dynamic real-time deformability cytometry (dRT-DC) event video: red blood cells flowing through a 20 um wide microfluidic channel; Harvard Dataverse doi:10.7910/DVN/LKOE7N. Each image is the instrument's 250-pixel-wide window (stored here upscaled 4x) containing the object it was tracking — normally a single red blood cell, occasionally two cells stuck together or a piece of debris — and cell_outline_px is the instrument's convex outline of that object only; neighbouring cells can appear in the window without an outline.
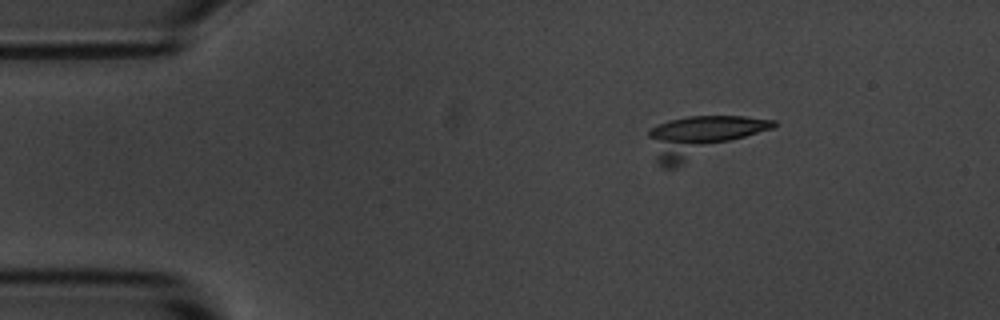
{"species": "common noctule bat (a hibernating species)", "species_latin": "Nyctalus noctula", "temperature_condition": "room temperature", "stored_images_in_passage": 27, "camera_frame_rate_fps": 3000, "um_per_image_px": 0.085, "animal": {"sex": "male", "body_mass_g": 20.1, "forearm_length_mm": 53.5}, "frame": {"image": 1, "passage_image": 4, "time_ms": 1.0, "image_size_px": [1000, 320], "cell_outline_px": [[780, 124], [772, 128], [676, 168], [660, 168], [656, 164], [648, 136], [648, 132], [652, 128], [668, 120], [688, 116], [744, 116], [776, 120]], "centroid_in_image_um": [59.59, 11.63], "position_along_channel_um": 25.4, "area_um2": 29.94}}
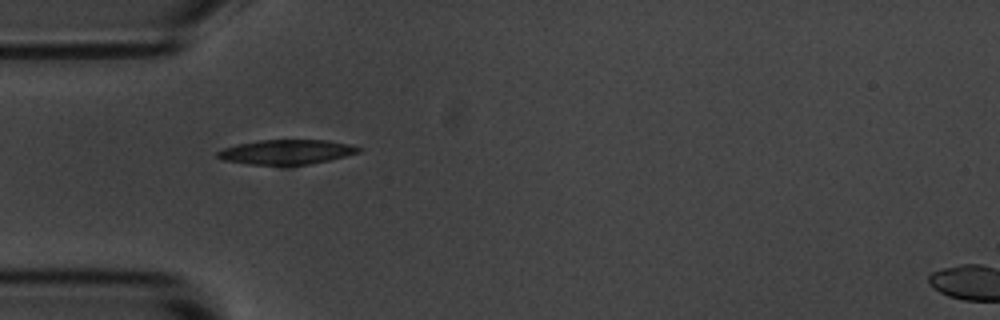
{"frame": {"image": 2, "passage_image": 12, "time_ms": 3.667, "image_size_px": [1000, 320], "cell_outline_px": [[364, 148], [360, 152], [328, 160], [288, 168], [280, 168], [248, 164], [224, 160], [216, 156], [216, 152], [224, 148], [236, 144], [260, 140], [328, 140], [348, 144]], "centroid_in_image_um": [24.32, 12.96], "position_along_channel_um": 60.7, "area_um2": 20.98}}